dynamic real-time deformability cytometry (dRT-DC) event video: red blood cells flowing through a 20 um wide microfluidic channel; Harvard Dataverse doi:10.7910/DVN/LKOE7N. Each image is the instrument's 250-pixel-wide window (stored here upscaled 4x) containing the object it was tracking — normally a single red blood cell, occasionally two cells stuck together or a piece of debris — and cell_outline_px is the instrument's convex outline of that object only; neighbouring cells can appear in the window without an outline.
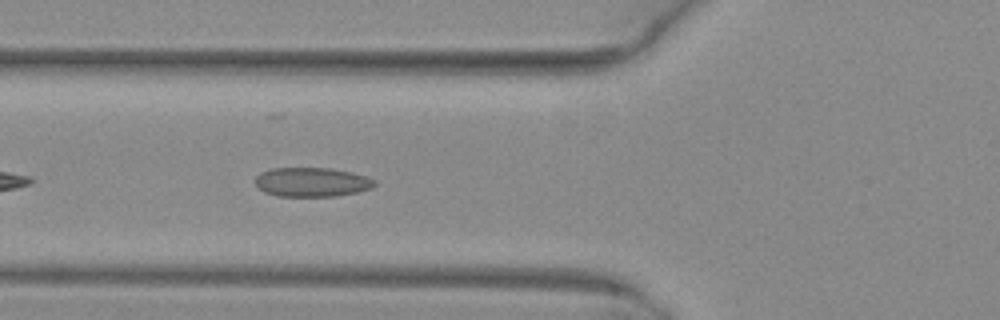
{"species": "common noctule bat (a hibernating species)", "species_latin": "Nyctalus noctula", "temperature_condition": "warm", "stored_images_in_passage": 36, "camera_frame_rate_fps": 3000, "um_per_image_px": 0.085, "animal": {"sex": "female", "body_mass_g": 29.2, "forearm_length_mm": 56.3}, "frame": {"image": 1, "passage_image": 5, "time_ms": 1.333, "image_size_px": [1000, 320], "cell_outline_px": [[376, 184], [372, 188], [356, 192], [336, 196], [276, 196], [264, 192], [256, 184], [256, 176], [260, 172], [272, 168], [328, 168], [352, 172], [368, 176], [376, 180]], "centroid_in_image_um": [26.53, 15.47], "position_along_channel_um": 99.3, "area_um2": 20.4}}
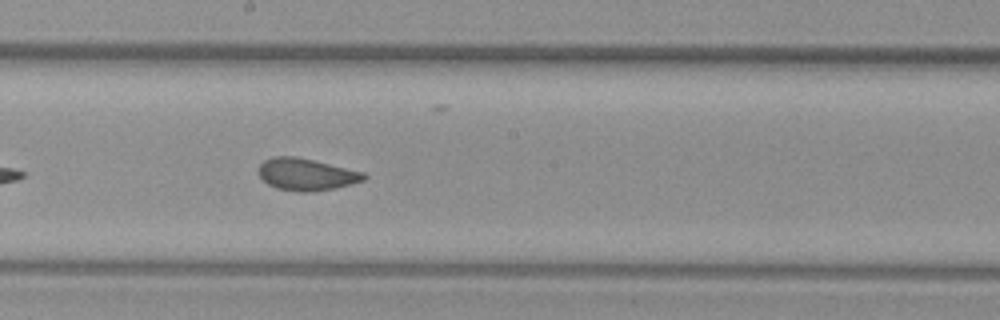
{"frame": {"image": 2, "passage_image": 14, "time_ms": 4.333, "image_size_px": [1000, 320], "cell_outline_px": [[368, 176], [364, 180], [352, 184], [336, 188], [312, 192], [296, 192], [276, 188], [268, 184], [256, 172], [260, 164], [264, 160], [272, 156], [296, 156], [364, 172]], "centroid_in_image_um": [26.02, 14.83], "position_along_channel_um": 222.2, "area_um2": 19.88}}
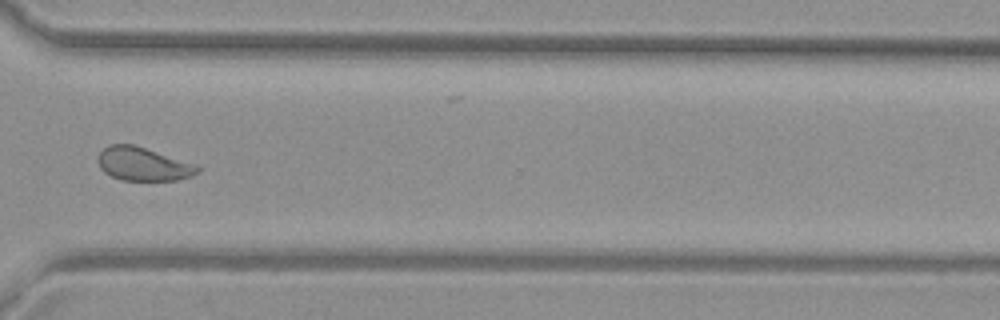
{"frame": {"image": 3, "passage_image": 24, "time_ms": 7.667, "image_size_px": [1000, 320], "cell_outline_px": [[200, 172], [192, 176], [176, 180], [120, 180], [104, 172], [100, 168], [96, 160], [96, 156], [108, 144], [132, 144], [144, 148], [200, 168]], "centroid_in_image_um": [12.05, 13.96], "position_along_channel_um": 358.6, "area_um2": 18.9}, "authors_computed_cell_mechanics": {"area_um2": 20.0277, "velocity_mm_per_s": 4.0801, "shape_relaxation_time_tau1_ms": 10.7156, "shape_relaxation_time_tau2_ms": 0.8882, "deformation_change_tau1": 0.209, "deformation_change_tau2": 0.0459}}